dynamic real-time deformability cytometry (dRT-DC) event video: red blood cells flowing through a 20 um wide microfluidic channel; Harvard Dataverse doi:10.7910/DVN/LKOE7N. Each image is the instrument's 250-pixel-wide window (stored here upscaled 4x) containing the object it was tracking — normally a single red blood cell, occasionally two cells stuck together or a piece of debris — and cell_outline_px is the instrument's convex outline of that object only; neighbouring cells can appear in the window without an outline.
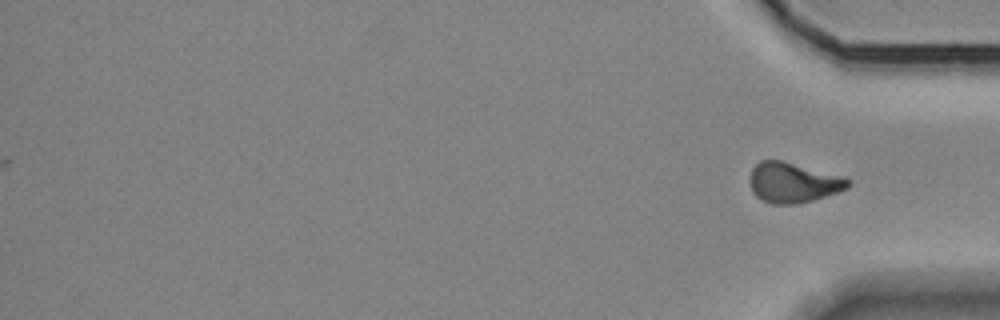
{"species": "Egyptian fruit bat (a non-hibernating species)", "species_latin": "Rousettus aegyptiacus", "temperature_condition": "room temperature", "stored_images_in_passage": 29, "segment_of_instrument_passage": [2, 2], "camera_frame_rate_fps": 3000, "um_per_image_px": 0.085, "animal": {"sex": "female"}, "frame": {"image": 1, "passage_image": 29, "time_ms": 9.333, "image_size_px": [1000, 320], "cell_outline_px": [[852, 184], [848, 188], [812, 200], [796, 204], [772, 204], [756, 196], [752, 192], [752, 168], [760, 160], [780, 160], [836, 176], [848, 180]], "centroid_in_image_um": [67.37, 15.54], "position_along_channel_um": 367.8, "area_um2": 22.02}}